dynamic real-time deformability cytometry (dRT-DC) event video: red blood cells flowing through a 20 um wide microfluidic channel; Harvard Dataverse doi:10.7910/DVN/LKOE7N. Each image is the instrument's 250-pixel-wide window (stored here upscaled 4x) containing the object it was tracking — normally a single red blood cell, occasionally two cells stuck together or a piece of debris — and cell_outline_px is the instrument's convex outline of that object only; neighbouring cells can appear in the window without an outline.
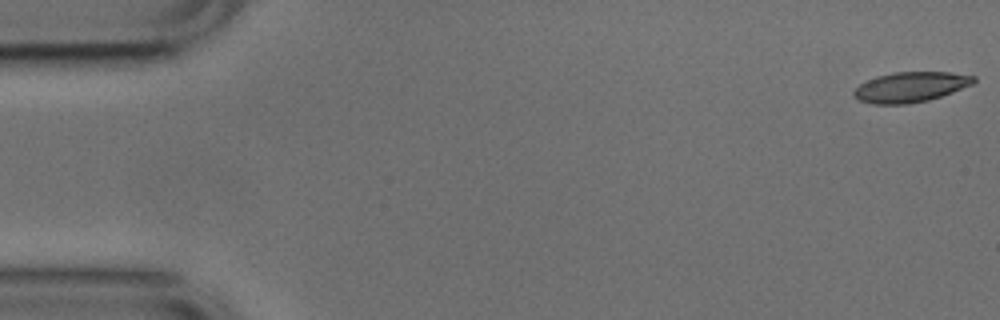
{"species": "common noctule bat (a hibernating species)", "species_latin": "Nyctalus noctula", "temperature_condition": "cold", "stored_images_in_passage": 53, "camera_frame_rate_fps": 3000, "um_per_image_px": 0.085, "animal": {"sex": "male", "body_mass_g": 17.9, "forearm_length_mm": 54.2}, "frame": {"image": 1, "passage_image": 1, "time_ms": 0.0, "image_size_px": [1000, 320], "cell_outline_px": [[976, 80], [972, 84], [952, 92], [928, 100], [908, 104], [872, 104], [860, 100], [852, 92], [860, 84], [876, 76], [892, 72], [948, 72], [976, 76]], "centroid_in_image_um": [77.4, 7.39], "position_along_channel_um": 7.6, "area_um2": 20.92}}
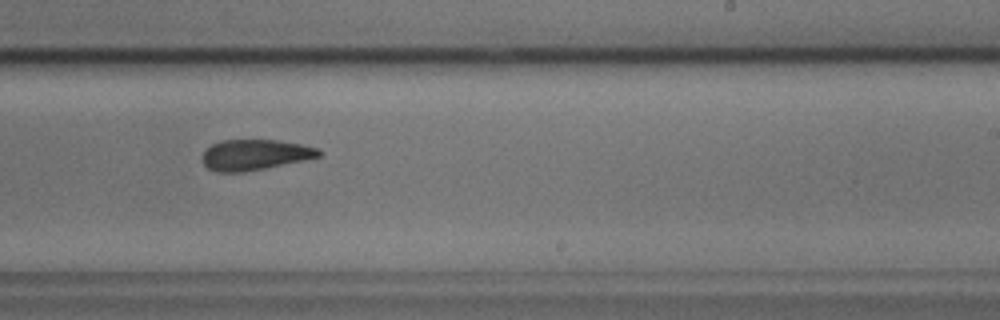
{"frame": {"image": 2, "passage_image": 32, "time_ms": 10.333, "image_size_px": [1000, 320], "cell_outline_px": [[324, 152], [320, 156], [304, 160], [244, 172], [216, 172], [208, 168], [204, 164], [204, 152], [212, 144], [220, 140], [276, 140], [300, 144], [320, 148]], "centroid_in_image_um": [21.7, 13.15], "position_along_channel_um": 267.3, "area_um2": 20.63}}
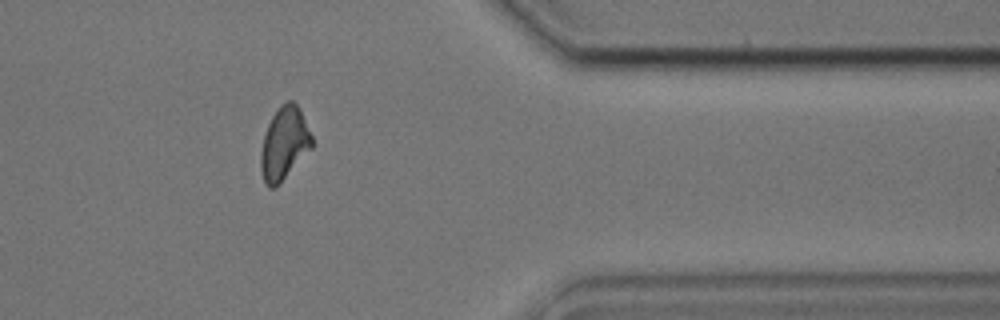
{"frame": {"image": 3, "passage_image": 43, "time_ms": 14.0, "image_size_px": [1000, 320], "cell_outline_px": [[312, 148], [276, 188], [268, 188], [264, 184], [260, 172], [260, 152], [264, 136], [268, 124], [272, 116], [280, 104], [288, 100], [292, 100], [296, 104], [312, 136]], "centroid_in_image_um": [24.12, 12.25], "position_along_channel_um": 387.3, "area_um2": 21.73}, "authors_computed_cell_mechanics": {"area_um2": 21.7328, "velocity_mm_per_s": 3.7757, "shape_relaxation_time_tau1_ms": 4.4157, "shape_relaxation_time_tau2_ms": 4.5705, "deformation_change_tau1": 0.1254, "deformation_change_tau2": 0.1316}}